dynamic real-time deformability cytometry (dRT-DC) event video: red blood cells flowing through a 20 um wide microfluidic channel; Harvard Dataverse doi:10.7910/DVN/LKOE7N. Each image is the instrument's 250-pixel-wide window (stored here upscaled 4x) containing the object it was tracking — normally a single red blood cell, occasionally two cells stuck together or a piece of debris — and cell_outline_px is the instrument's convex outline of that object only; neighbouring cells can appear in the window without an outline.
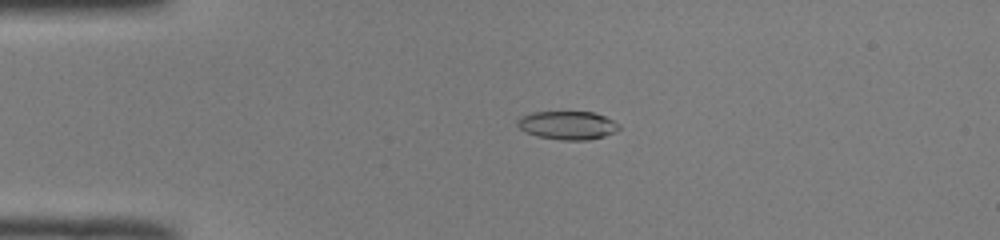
{"species": "common noctule bat (a hibernating species)", "species_latin": "Nyctalus noctula", "temperature_condition": "room temperature", "stored_images_in_passage": 48, "camera_frame_rate_fps": 3000, "um_per_image_px": 0.085, "animal": {"sex": "male", "body_mass_g": 19.0, "forearm_length_mm": 50.8}, "frame": {"image": 1, "passage_image": 9, "time_ms": 2.667, "image_size_px": [1000, 240], "cell_outline_px": [[620, 128], [604, 136], [588, 140], [560, 140], [536, 136], [524, 132], [516, 124], [516, 120], [520, 116], [532, 112], [592, 112], [604, 116], [620, 124]], "centroid_in_image_um": [48.19, 10.65], "position_along_channel_um": 36.8, "area_um2": 16.88}}
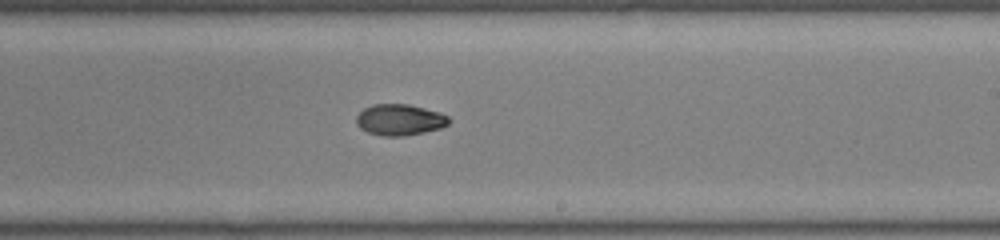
{"frame": {"image": 2, "passage_image": 28, "time_ms": 9.0, "image_size_px": [1000, 240], "cell_outline_px": [[448, 124], [440, 128], [424, 132], [404, 136], [384, 136], [368, 132], [360, 128], [356, 124], [356, 116], [364, 108], [372, 104], [408, 104], [440, 112], [448, 116]], "centroid_in_image_um": [33.95, 10.18], "position_along_channel_um": 255.1, "area_um2": 16.76}}
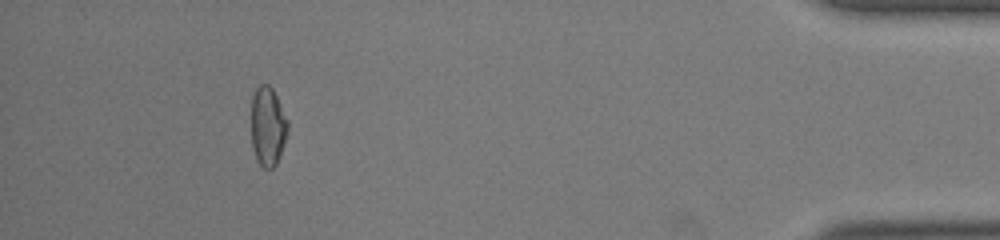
{"frame": {"image": 3, "passage_image": 44, "time_ms": 14.333, "image_size_px": [1000, 240], "cell_outline_px": [[288, 128], [284, 144], [276, 164], [272, 168], [264, 168], [256, 160], [252, 148], [252, 96], [256, 88], [260, 84], [268, 84], [272, 88], [288, 120]], "centroid_in_image_um": [22.75, 10.74], "position_along_channel_um": 412.4, "area_um2": 16.76}, "authors_computed_cell_mechanics": {"area_um2": 17.0221, "velocity_mm_per_s": 4.0492, "shape_relaxation_time_tau1_ms": null, "shape_relaxation_time_tau2_ms": 5.7344, "deformation_change_tau1": null, "deformation_change_tau2": 0.0904}}